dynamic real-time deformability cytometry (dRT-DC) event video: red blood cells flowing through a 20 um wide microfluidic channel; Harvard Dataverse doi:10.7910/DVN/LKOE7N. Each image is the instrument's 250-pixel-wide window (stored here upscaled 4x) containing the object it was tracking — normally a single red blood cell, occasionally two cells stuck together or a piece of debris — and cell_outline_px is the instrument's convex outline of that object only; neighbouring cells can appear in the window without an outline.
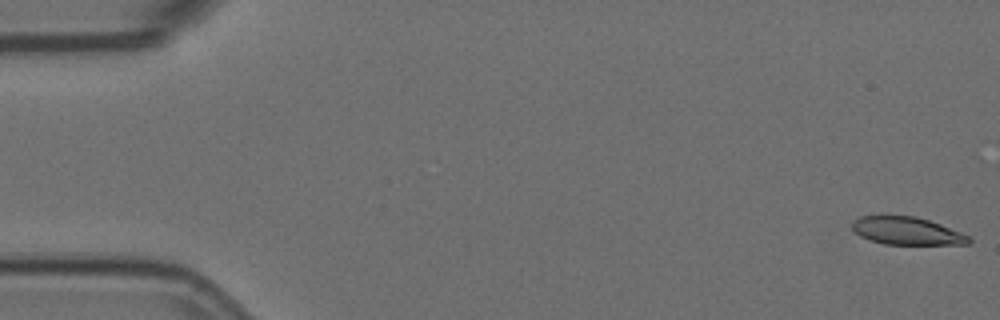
{"species": "Egyptian fruit bat (a non-hibernating species)", "species_latin": "Rousettus aegyptiacus", "temperature_condition": "room temperature", "stored_images_in_passage": 4, "camera_frame_rate_fps": 3000, "um_per_image_px": 0.085, "animal": {"sex": "female"}, "frame": {"image": 1, "passage_image": 1, "time_ms": 0.0, "image_size_px": [1000, 320], "cell_outline_px": [[972, 240], [968, 244], [884, 244], [868, 240], [860, 236], [852, 228], [852, 220], [860, 216], [880, 212], [916, 216], [940, 224], [960, 232], [968, 236]], "centroid_in_image_um": [76.97, 19.57], "position_along_channel_um": 8.0, "area_um2": 19.54}}